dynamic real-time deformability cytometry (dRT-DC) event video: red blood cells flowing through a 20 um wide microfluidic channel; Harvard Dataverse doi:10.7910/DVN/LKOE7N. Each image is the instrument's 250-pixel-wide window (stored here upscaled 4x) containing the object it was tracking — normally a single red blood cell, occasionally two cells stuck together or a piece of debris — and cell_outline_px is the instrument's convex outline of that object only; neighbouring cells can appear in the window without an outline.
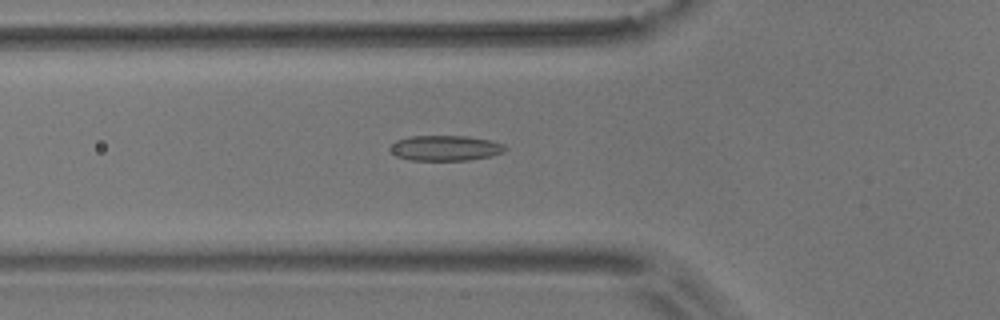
{"species": "common noctule bat (a hibernating species)", "species_latin": "Nyctalus noctula", "temperature_condition": "room temperature", "stored_images_in_passage": 53, "camera_frame_rate_fps": 3000, "um_per_image_px": 0.085, "animal": {"sex": "male", "body_mass_g": 17.9}, "frame": {"image": 1, "passage_image": 17, "time_ms": 5.333, "image_size_px": [1000, 320], "cell_outline_px": [[508, 148], [504, 152], [492, 156], [468, 160], [408, 160], [396, 156], [388, 152], [388, 148], [396, 140], [412, 136], [468, 136], [488, 140], [504, 144]], "centroid_in_image_um": [37.83, 12.59], "position_along_channel_um": 88.0, "area_um2": 17.17}}
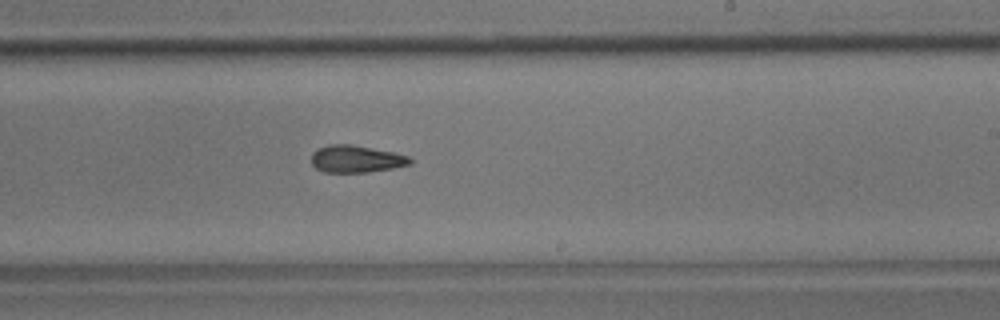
{"frame": {"image": 2, "passage_image": 31, "time_ms": 10.0, "image_size_px": [1000, 320], "cell_outline_px": [[412, 164], [392, 168], [368, 172], [324, 172], [316, 168], [312, 164], [312, 152], [316, 148], [328, 144], [352, 144], [392, 152], [408, 156], [412, 160]], "centroid_in_image_um": [30.24, 13.5], "position_along_channel_um": 258.8, "area_um2": 15.66}}
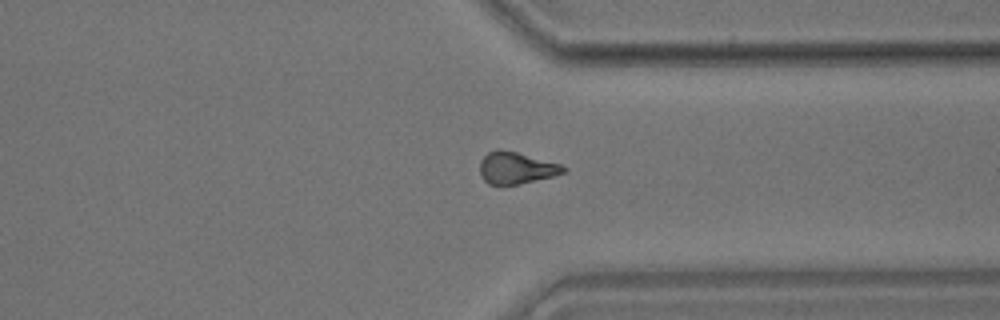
{"frame": {"image": 3, "passage_image": 40, "time_ms": 13.0, "image_size_px": [1000, 320], "cell_outline_px": [[568, 172], [520, 184], [488, 184], [480, 176], [480, 160], [488, 152], [496, 148], [500, 148], [516, 152], [560, 164], [568, 168]], "centroid_in_image_um": [43.87, 14.26], "position_along_channel_um": 367.5, "area_um2": 15.55}, "authors_computed_cell_mechanics": {"area_um2": 16.184, "velocity_mm_per_s": 3.648, "shape_relaxation_time_tau1_ms": 7.2994, "shape_relaxation_time_tau2_ms": 3.6545, "deformation_change_tau1": 0.1391, "deformation_change_tau2": 0.1071}}